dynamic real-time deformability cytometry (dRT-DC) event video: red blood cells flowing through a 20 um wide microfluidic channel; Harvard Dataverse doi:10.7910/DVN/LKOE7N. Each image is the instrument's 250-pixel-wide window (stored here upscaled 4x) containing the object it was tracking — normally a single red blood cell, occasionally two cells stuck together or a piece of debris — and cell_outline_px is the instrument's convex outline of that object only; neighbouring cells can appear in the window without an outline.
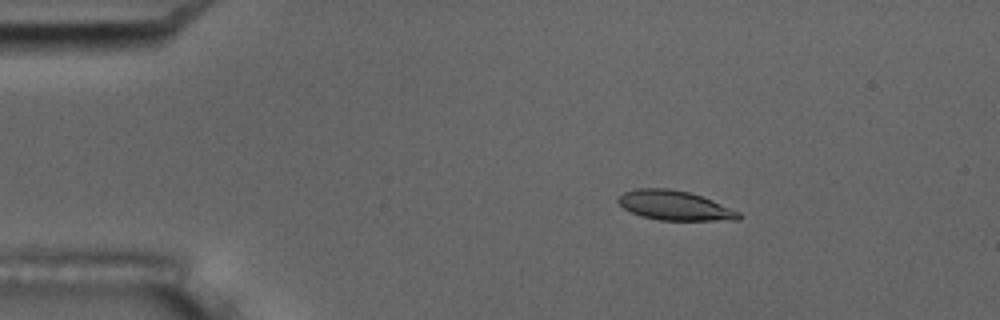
{"species": "common noctule bat (a hibernating species)", "species_latin": "Nyctalus noctula", "temperature_condition": "room temperature", "stored_images_in_passage": 3, "camera_frame_rate_fps": 3000, "um_per_image_px": 0.085, "animal": {"sex": "male", "body_mass_g": 17.5, "forearm_length_mm": 52.3}, "frame": {"image": 1, "passage_image": 1, "time_ms": 0.0, "image_size_px": [1000, 320], "cell_outline_px": [[744, 216], [740, 220], [660, 220], [640, 216], [624, 208], [616, 200], [624, 192], [636, 188], [668, 188], [688, 192], [712, 200], [740, 212]], "centroid_in_image_um": [57.36, 17.47], "position_along_channel_um": 27.6, "area_um2": 20.69}}